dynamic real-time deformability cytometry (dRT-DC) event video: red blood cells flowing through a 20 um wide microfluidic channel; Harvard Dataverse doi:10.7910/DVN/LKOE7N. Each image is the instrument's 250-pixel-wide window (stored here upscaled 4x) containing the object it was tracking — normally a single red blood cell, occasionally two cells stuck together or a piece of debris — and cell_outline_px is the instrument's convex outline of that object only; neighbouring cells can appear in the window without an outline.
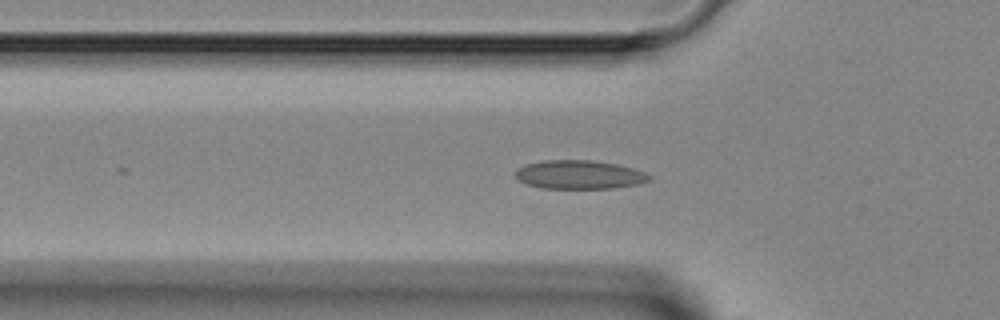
{"species": "Egyptian fruit bat (a non-hibernating species)", "species_latin": "Rousettus aegyptiacus", "temperature_condition": "room temperature", "stored_images_in_passage": 33, "camera_frame_rate_fps": 3000, "um_per_image_px": 0.085, "animal": {"sex": "female"}, "frame": {"image": 1, "passage_image": 3, "time_ms": 0.667, "image_size_px": [1000, 320], "cell_outline_px": [[652, 180], [636, 184], [616, 188], [540, 188], [528, 184], [520, 180], [516, 176], [516, 168], [524, 164], [544, 160], [592, 160], [616, 164], [632, 168], [644, 172], [652, 176]], "centroid_in_image_um": [49.24, 14.84], "position_along_channel_um": 76.6, "area_um2": 22.37}}
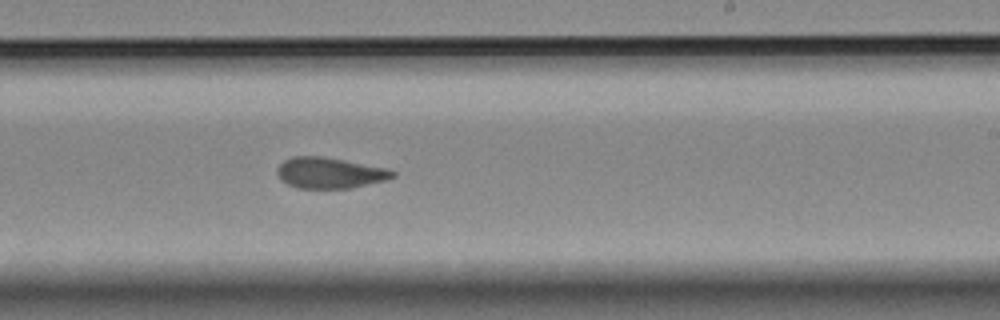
{"frame": {"image": 2, "passage_image": 16, "time_ms": 5.0, "image_size_px": [1000, 320], "cell_outline_px": [[396, 176], [384, 180], [352, 188], [296, 188], [288, 184], [276, 172], [276, 168], [284, 160], [292, 156], [320, 156], [344, 160], [388, 168], [396, 172]], "centroid_in_image_um": [28.04, 14.69], "position_along_channel_um": 261.0, "area_um2": 20.69}}
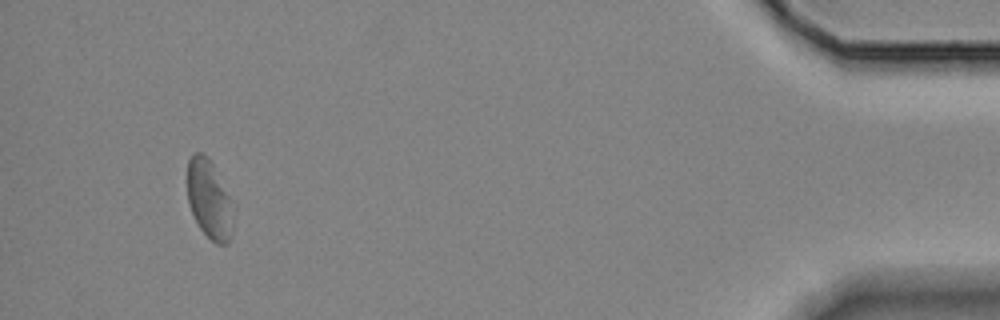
{"frame": {"image": 3, "passage_image": 32, "time_ms": 10.333, "image_size_px": [1000, 320], "cell_outline_px": [[232, 236], [228, 244], [216, 244], [200, 228], [188, 204], [188, 160], [196, 152], [204, 152], [208, 156], [228, 196], [232, 224]], "centroid_in_image_um": [17.75, 16.96], "position_along_channel_um": 417.4, "area_um2": 20.35}}